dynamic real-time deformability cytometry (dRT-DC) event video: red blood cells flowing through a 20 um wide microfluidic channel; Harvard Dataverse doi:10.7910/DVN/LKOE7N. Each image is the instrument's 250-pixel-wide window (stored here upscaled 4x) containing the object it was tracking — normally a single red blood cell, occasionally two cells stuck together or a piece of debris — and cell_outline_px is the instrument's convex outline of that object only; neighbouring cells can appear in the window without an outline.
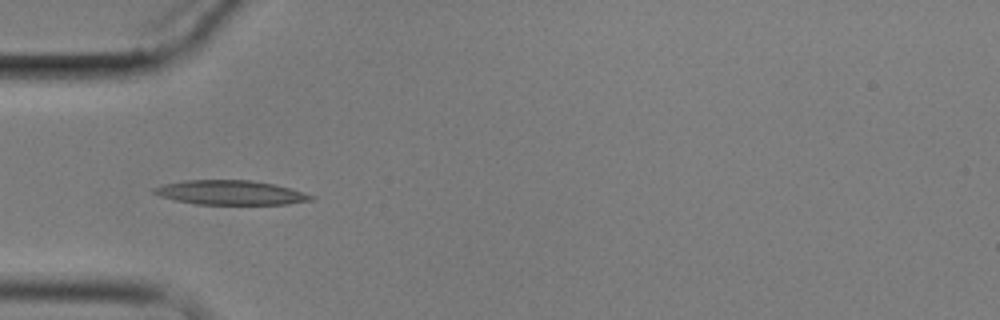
{"species": "common noctule bat (a hibernating species)", "species_latin": "Nyctalus noctula", "temperature_condition": "cold", "stored_images_in_passage": 2, "camera_frame_rate_fps": 3000, "um_per_image_px": 0.085, "animal": {"sex": "male", "body_mass_g": 17.9}, "frame": {"image": 1, "passage_image": 1, "time_ms": 0.0, "image_size_px": [1000, 320], "cell_outline_px": [[316, 196], [312, 200], [288, 204], [196, 204], [176, 200], [160, 196], [152, 192], [152, 188], [164, 184], [184, 180], [252, 180], [276, 184]], "centroid_in_image_um": [19.6, 16.36], "position_along_channel_um": 65.4, "area_um2": 22.31}}
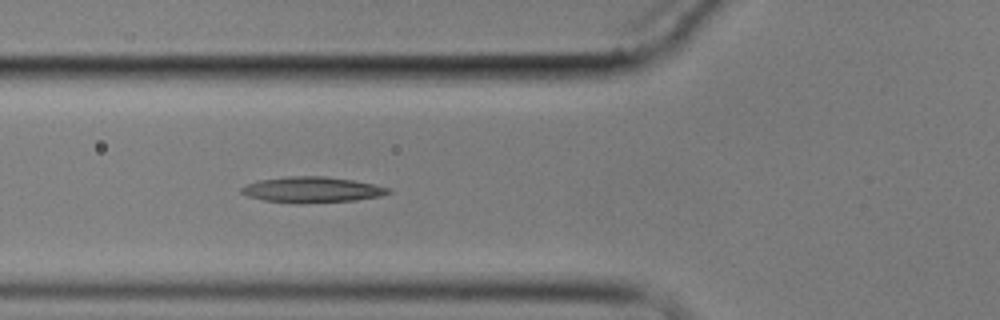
{"frame": {"image": 2, "passage_image": 2, "time_ms": 1.0, "image_size_px": [1000, 320], "cell_outline_px": [[392, 192], [380, 196], [356, 200], [300, 204], [296, 204], [264, 200], [248, 196], [240, 192], [240, 188], [244, 184], [260, 180], [288, 176], [324, 176], [352, 180], [392, 188]], "centroid_in_image_um": [26.5, 16.13], "position_along_channel_um": 99.3, "area_um2": 22.2}}